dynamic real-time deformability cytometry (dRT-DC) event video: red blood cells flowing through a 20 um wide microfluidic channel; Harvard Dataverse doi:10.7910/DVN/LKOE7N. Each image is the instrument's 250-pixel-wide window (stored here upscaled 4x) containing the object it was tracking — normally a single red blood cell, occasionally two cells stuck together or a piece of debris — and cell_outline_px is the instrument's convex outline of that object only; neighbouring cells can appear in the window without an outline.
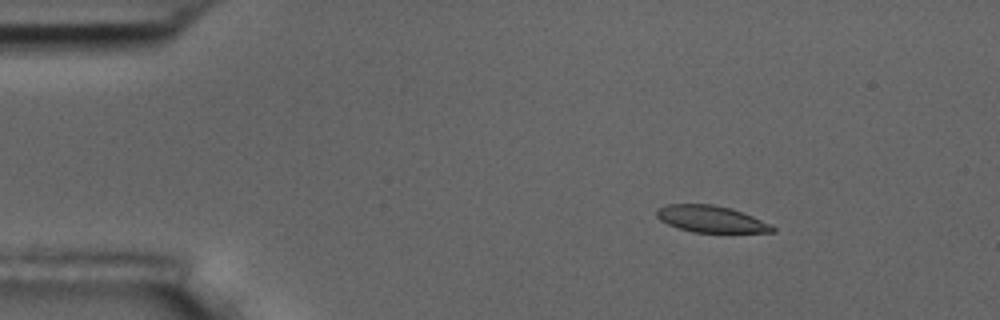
{"species": "common noctule bat (a hibernating species)", "species_latin": "Nyctalus noctula", "temperature_condition": "room temperature", "stored_images_in_passage": 4, "camera_frame_rate_fps": 3000, "um_per_image_px": 0.085, "animal": {"sex": "male", "body_mass_g": 17.5, "forearm_length_mm": 52.3}, "frame": {"image": 1, "passage_image": 2, "time_ms": 1.0, "image_size_px": [1000, 320], "cell_outline_px": [[776, 232], [692, 232], [668, 224], [660, 220], [656, 216], [656, 208], [668, 204], [712, 204], [728, 208], [752, 216], [772, 224], [776, 228]], "centroid_in_image_um": [60.42, 18.62], "position_along_channel_um": 24.6, "area_um2": 17.86}}